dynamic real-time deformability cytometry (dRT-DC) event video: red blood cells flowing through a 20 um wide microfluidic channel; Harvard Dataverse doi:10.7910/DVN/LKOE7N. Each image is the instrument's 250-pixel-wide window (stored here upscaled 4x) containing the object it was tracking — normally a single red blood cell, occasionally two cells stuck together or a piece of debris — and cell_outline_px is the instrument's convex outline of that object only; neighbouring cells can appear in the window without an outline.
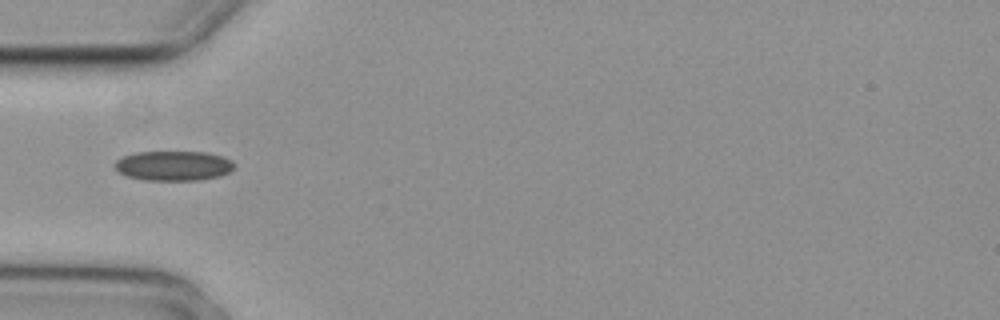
{"species": "common noctule bat (a hibernating species)", "species_latin": "Nyctalus noctula", "temperature_condition": "cold", "stored_images_in_passage": 5, "camera_frame_rate_fps": 3000, "um_per_image_px": 0.085, "animal": {"sex": "female", "body_mass_g": 29.2, "forearm_length_mm": 56.3}, "frame": {"image": 1, "passage_image": 5, "time_ms": 1.333, "image_size_px": [1000, 320], "cell_outline_px": [[232, 168], [228, 172], [220, 176], [200, 180], [144, 180], [128, 176], [120, 172], [112, 164], [116, 160], [124, 156], [136, 152], [204, 152], [224, 156], [232, 160]], "centroid_in_image_um": [14.73, 14.08], "position_along_channel_um": 70.3, "area_um2": 20.63}}